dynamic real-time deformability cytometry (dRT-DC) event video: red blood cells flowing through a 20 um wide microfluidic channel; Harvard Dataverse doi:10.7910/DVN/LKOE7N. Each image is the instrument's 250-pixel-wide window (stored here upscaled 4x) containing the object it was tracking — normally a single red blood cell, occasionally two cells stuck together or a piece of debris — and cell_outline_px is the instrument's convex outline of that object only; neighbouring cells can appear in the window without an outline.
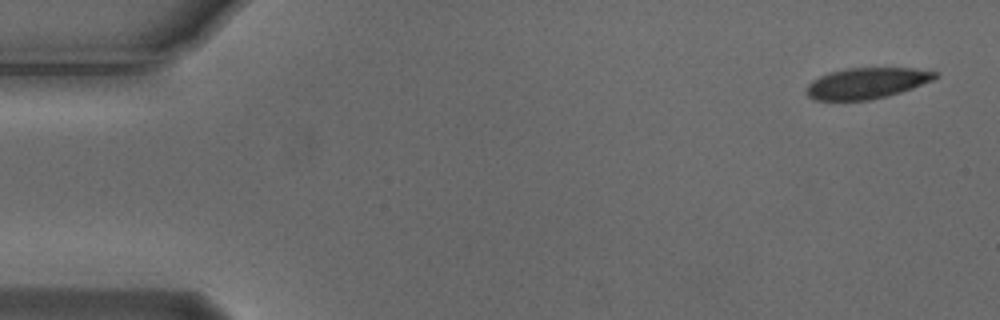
{"species": "Egyptian fruit bat (a non-hibernating species)", "species_latin": "Rousettus aegyptiacus", "temperature_condition": "cold", "stored_images_in_passage": 4, "camera_frame_rate_fps": 3000, "um_per_image_px": 0.085, "animal": {"sex": "male"}, "frame": {"image": 1, "passage_image": 1, "time_ms": 0.0, "image_size_px": [1000, 320], "cell_outline_px": [[940, 76], [932, 80], [912, 88], [900, 92], [868, 100], [816, 100], [808, 96], [804, 92], [804, 88], [812, 80], [828, 72], [848, 68], [912, 68], [940, 72]], "centroid_in_image_um": [73.64, 7.06], "position_along_channel_um": 11.4, "area_um2": 23.24}}
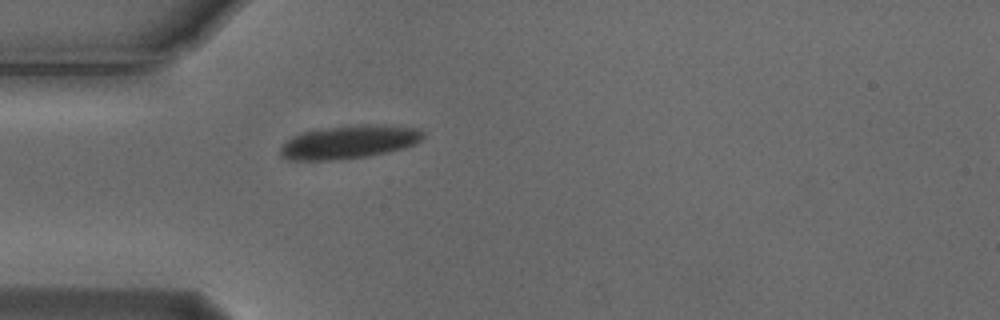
{"frame": {"image": 2, "passage_image": 4, "time_ms": 1.0, "image_size_px": [1000, 320], "cell_outline_px": [[424, 136], [420, 140], [404, 148], [388, 152], [368, 156], [332, 160], [292, 160], [280, 156], [280, 144], [292, 136], [304, 132], [328, 128], [360, 124], [384, 124], [420, 128], [424, 132]], "centroid_in_image_um": [29.68, 12.06], "position_along_channel_um": 55.3, "area_um2": 27.8}}